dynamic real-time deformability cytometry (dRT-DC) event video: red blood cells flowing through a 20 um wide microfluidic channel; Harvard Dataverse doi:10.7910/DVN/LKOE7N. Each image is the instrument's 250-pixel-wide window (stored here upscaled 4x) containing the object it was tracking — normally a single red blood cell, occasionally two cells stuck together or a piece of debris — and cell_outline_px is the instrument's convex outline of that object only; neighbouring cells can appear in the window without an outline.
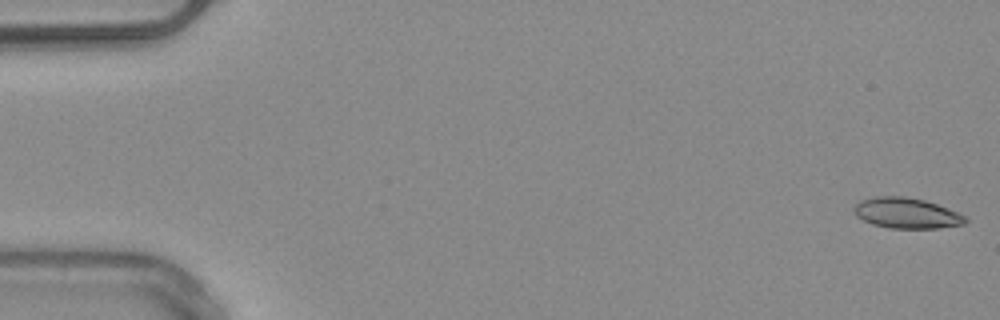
{"species": "common noctule bat (a hibernating species)", "species_latin": "Nyctalus noctula", "temperature_condition": "warm", "stored_images_in_passage": 51, "camera_frame_rate_fps": 3000, "um_per_image_px": 0.085, "animal": {"sex": "male", "body_mass_g": 20.4}, "frame": {"image": 1, "passage_image": 1, "time_ms": 0.0, "image_size_px": [1000, 320], "cell_outline_px": [[968, 220], [964, 224], [940, 228], [888, 228], [872, 224], [856, 216], [852, 208], [860, 200], [876, 196], [904, 196], [924, 200], [960, 212]], "centroid_in_image_um": [77.05, 18.11], "position_along_channel_um": 7.9, "area_um2": 19.94}}
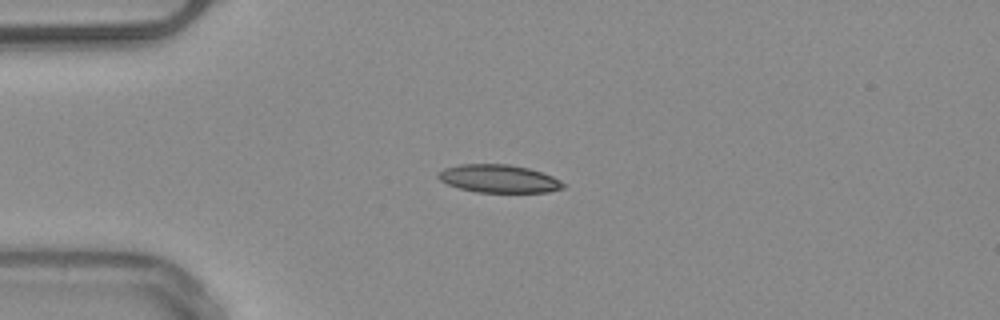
{"frame": {"image": 2, "passage_image": 13, "time_ms": 4.0, "image_size_px": [1000, 320], "cell_outline_px": [[568, 184], [564, 188], [548, 192], [476, 192], [460, 188], [448, 184], [440, 180], [436, 176], [444, 168], [460, 164], [508, 164], [528, 168], [552, 176]], "centroid_in_image_um": [42.42, 15.19], "position_along_channel_um": 42.6, "area_um2": 20.35}}
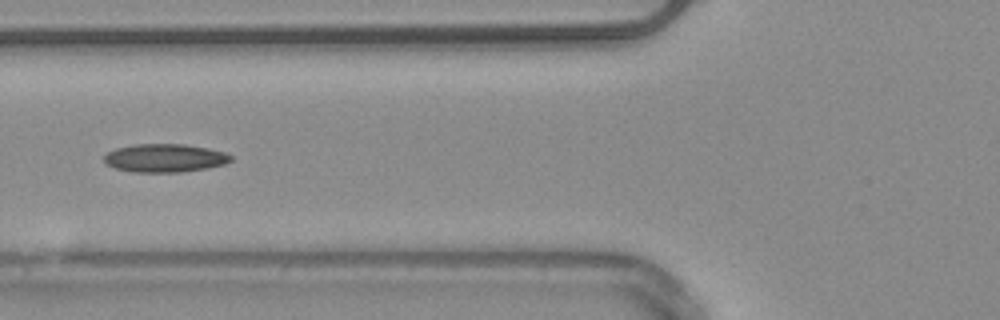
{"frame": {"image": 3, "passage_image": 20, "time_ms": 6.333, "image_size_px": [1000, 320], "cell_outline_px": [[232, 160], [224, 164], [204, 168], [180, 172], [132, 172], [116, 168], [104, 164], [104, 156], [108, 152], [116, 148], [136, 144], [184, 144], [208, 148], [224, 152], [232, 156]], "centroid_in_image_um": [13.98, 13.43], "position_along_channel_um": 111.8, "area_um2": 20.81}, "authors_computed_cell_mechanics": {"area_um2": 19.941, "velocity_mm_per_s": 3.9903, "shape_relaxation_time_tau1_ms": null, "shape_relaxation_time_tau2_ms": 5.9222, "deformation_change_tau1": null, "deformation_change_tau2": 0.1572}}